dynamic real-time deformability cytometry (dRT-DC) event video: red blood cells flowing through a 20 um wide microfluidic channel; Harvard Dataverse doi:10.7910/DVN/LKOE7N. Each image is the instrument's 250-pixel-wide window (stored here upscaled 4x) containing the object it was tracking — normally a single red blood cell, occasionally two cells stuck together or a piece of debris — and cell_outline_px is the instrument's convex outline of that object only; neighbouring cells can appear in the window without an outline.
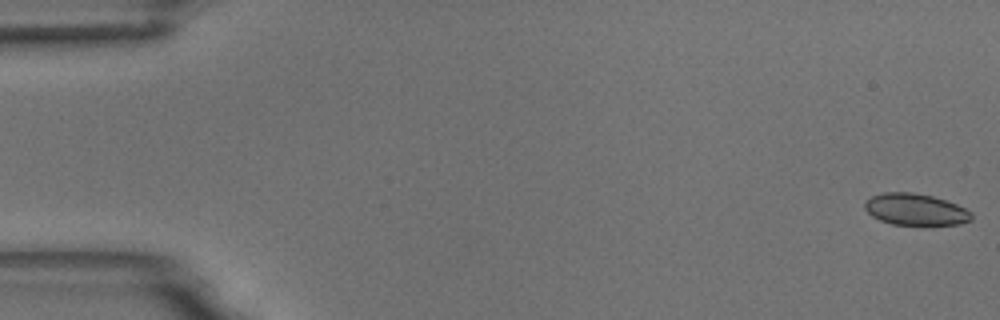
{"species": "common noctule bat (a hibernating species)", "species_latin": "Nyctalus noctula", "temperature_condition": "room temperature", "stored_images_in_passage": 4, "camera_frame_rate_fps": 3000, "um_per_image_px": 0.085, "animal": {"sex": "male", "body_mass_g": 18.8}, "frame": {"image": 1, "passage_image": 1, "time_ms": 0.0, "image_size_px": [1000, 320], "cell_outline_px": [[972, 220], [960, 224], [920, 228], [892, 224], [880, 220], [872, 216], [864, 208], [864, 204], [872, 196], [884, 192], [912, 192], [932, 196], [956, 204], [972, 212]], "centroid_in_image_um": [77.85, 17.86], "position_along_channel_um": 7.2, "area_um2": 20.4}}
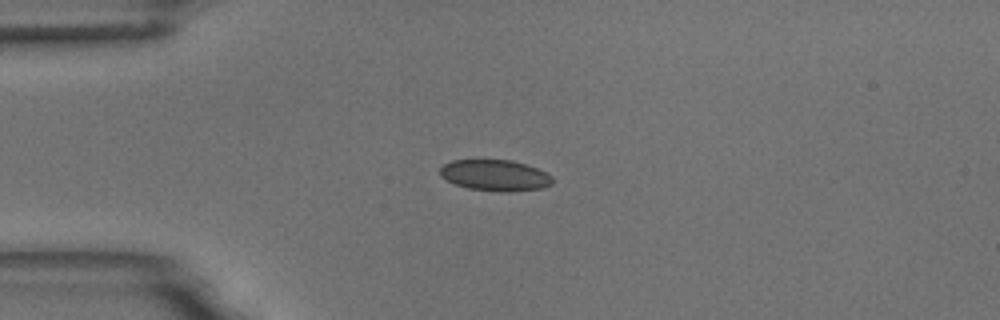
{"frame": {"image": 2, "passage_image": 4, "time_ms": 4.333, "image_size_px": [1000, 320], "cell_outline_px": [[552, 184], [544, 188], [512, 192], [500, 192], [468, 188], [456, 184], [440, 176], [440, 168], [444, 164], [452, 160], [512, 160], [536, 168], [552, 176]], "centroid_in_image_um": [42.09, 14.91], "position_along_channel_um": 42.9, "area_um2": 20.35}}